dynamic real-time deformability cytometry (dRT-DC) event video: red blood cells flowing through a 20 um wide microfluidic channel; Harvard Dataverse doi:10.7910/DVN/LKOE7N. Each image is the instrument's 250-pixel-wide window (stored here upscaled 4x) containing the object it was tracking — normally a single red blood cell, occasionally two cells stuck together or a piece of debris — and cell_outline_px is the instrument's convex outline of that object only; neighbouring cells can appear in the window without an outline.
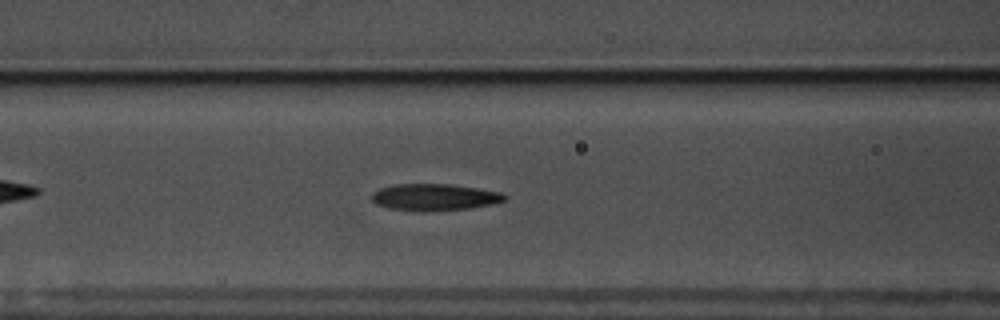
{"species": "common noctule bat (a hibernating species)", "species_latin": "Nyctalus noctula", "temperature_condition": "warm", "stored_images_in_passage": 54, "camera_frame_rate_fps": 3000, "um_per_image_px": 0.085, "animal": {"sex": "male", "body_mass_g": 17.5, "forearm_length_mm": 52.3}, "frame": {"image": 1, "passage_image": 21, "time_ms": 6.667, "image_size_px": [1000, 320], "cell_outline_px": [[508, 196], [504, 200], [496, 204], [468, 208], [420, 212], [388, 208], [376, 204], [372, 200], [372, 192], [380, 188], [396, 184], [448, 184], [476, 188], [500, 192]], "centroid_in_image_um": [36.92, 16.77], "position_along_channel_um": 129.7, "area_um2": 20.75}}
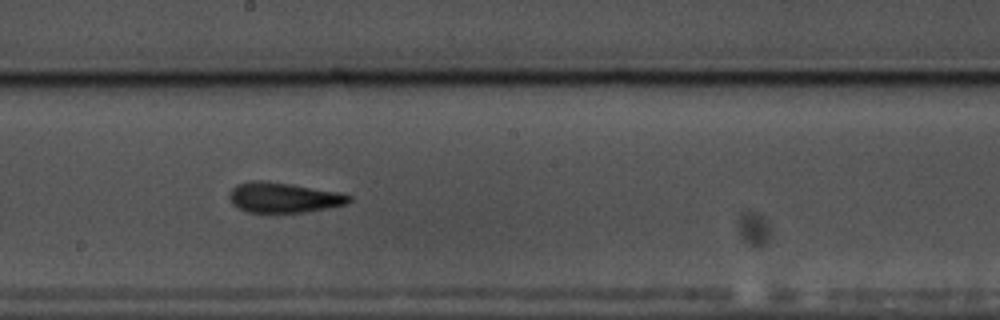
{"frame": {"image": 2, "passage_image": 29, "time_ms": 9.333, "image_size_px": [1000, 320], "cell_outline_px": [[352, 200], [348, 204], [328, 208], [304, 212], [248, 212], [232, 204], [228, 196], [228, 192], [236, 184], [256, 180], [260, 180], [288, 184], [340, 192], [352, 196]], "centroid_in_image_um": [24.11, 16.79], "position_along_channel_um": 224.1, "area_um2": 20.98}}
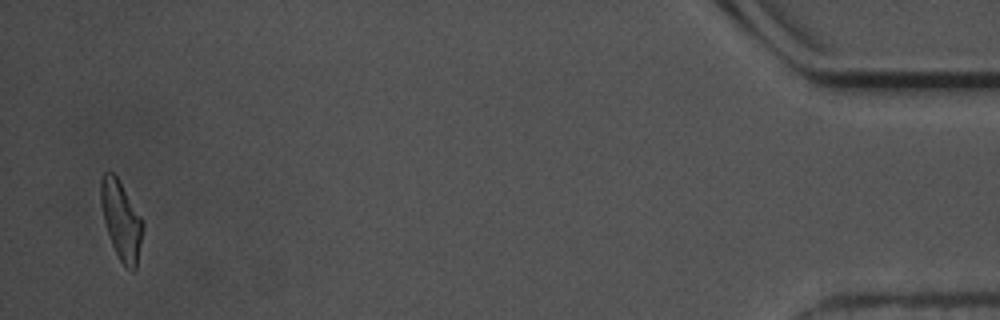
{"frame": {"image": 3, "passage_image": 53, "time_ms": 17.333, "image_size_px": [1000, 320], "cell_outline_px": [[144, 228], [136, 268], [132, 272], [124, 268], [112, 244], [104, 220], [100, 204], [100, 180], [104, 172], [108, 168], [116, 176], [144, 220]], "centroid_in_image_um": [10.31, 18.72], "position_along_channel_um": 424.9, "area_um2": 19.48}, "authors_computed_cell_mechanics": {"area_um2": 20.2011, "velocity_mm_per_s": 3.5538, "shape_relaxation_time_tau1_ms": 4.2931, "shape_relaxation_time_tau2_ms": 4.5, "deformation_change_tau1": 0.1554, "deformation_change_tau2": 0.1333}}